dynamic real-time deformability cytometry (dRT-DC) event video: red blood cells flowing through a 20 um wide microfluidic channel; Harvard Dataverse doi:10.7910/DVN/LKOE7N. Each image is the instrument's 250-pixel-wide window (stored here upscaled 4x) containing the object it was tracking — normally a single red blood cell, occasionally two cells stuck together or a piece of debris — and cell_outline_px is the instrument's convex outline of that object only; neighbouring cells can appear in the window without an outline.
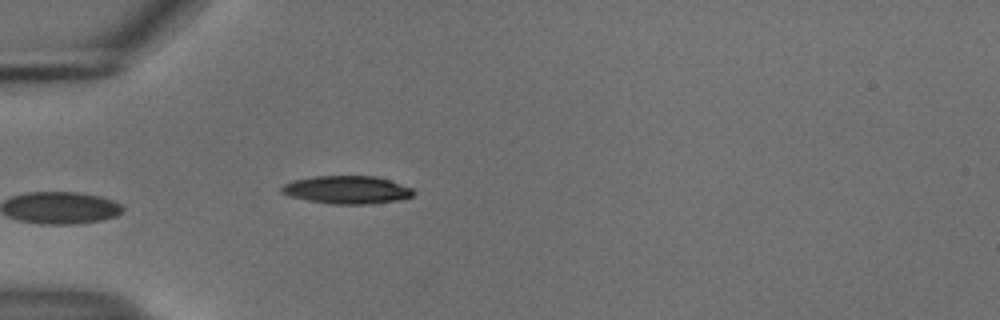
{"species": "common noctule bat (a hibernating species)", "species_latin": "Nyctalus noctula", "temperature_condition": "cold", "stored_images_in_passage": 38, "camera_frame_rate_fps": 3000, "um_per_image_px": 0.085, "animal": {"sex": "male", "body_mass_g": 18.8}, "frame": {"image": 1, "passage_image": 1, "time_ms": 0.0, "image_size_px": [1000, 320], "cell_outline_px": [[416, 192], [412, 196], [396, 200], [364, 204], [332, 204], [308, 200], [288, 196], [280, 192], [280, 188], [284, 184], [292, 180], [312, 176], [376, 176], [412, 188]], "centroid_in_image_um": [29.43, 16.12], "position_along_channel_um": 55.6, "area_um2": 21.39}, "authors_computed_cell_mechanics": {"area_um2": 22.3686, "velocity_mm_per_s": 3.6697, "shape_relaxation_time_tau1_ms": 2.379, "shape_relaxation_time_tau2_ms": null, "deformation_change_tau1": 0.0527, "deformation_change_tau2": null}}